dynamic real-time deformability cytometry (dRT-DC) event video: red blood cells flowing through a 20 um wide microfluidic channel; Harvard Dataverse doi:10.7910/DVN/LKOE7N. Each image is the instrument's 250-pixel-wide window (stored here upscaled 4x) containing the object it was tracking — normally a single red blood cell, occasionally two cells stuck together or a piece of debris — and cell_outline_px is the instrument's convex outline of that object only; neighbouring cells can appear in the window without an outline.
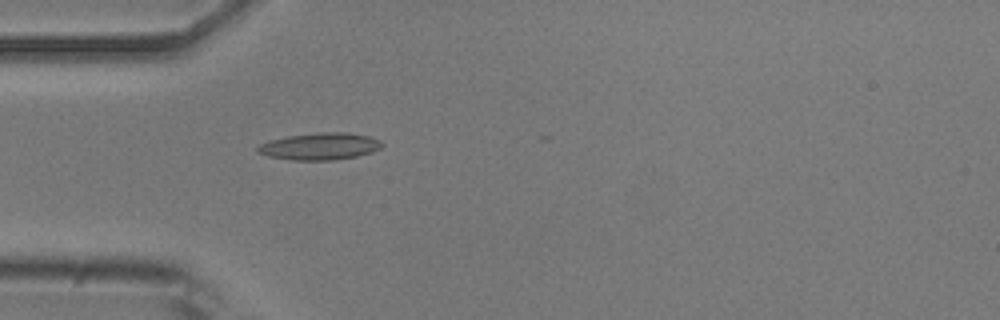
{"species": "common noctule bat (a hibernating species)", "species_latin": "Nyctalus noctula", "temperature_condition": "room temperature", "stored_images_in_passage": 1, "camera_frame_rate_fps": 3000, "um_per_image_px": 0.085, "animal": {"sex": "male", "body_mass_g": 20.5, "forearm_length_mm": 52.5}, "frame": {"image": 1, "passage_image": 1, "time_ms": 0.0, "image_size_px": [1000, 320], "cell_outline_px": [[384, 144], [380, 148], [372, 152], [356, 156], [332, 160], [292, 160], [268, 156], [256, 152], [256, 148], [260, 144], [272, 140], [288, 136], [316, 132], [348, 132], [368, 136], [380, 140]], "centroid_in_image_um": [27.19, 12.43], "position_along_channel_um": 57.8, "area_um2": 19.54}}